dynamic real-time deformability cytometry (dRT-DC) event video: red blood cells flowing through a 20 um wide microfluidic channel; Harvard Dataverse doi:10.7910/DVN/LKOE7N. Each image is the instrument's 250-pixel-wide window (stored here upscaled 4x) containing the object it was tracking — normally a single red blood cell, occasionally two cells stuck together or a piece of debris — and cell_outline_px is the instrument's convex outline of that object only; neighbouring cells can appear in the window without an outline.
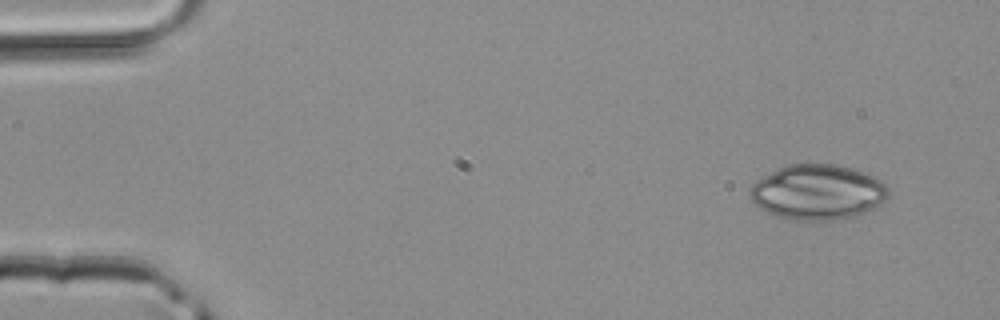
{"species": "common noctule bat (a hibernating species)", "species_latin": "Nyctalus noctula", "temperature_condition": "room temperature", "stored_images_in_passage": 20, "camera_frame_rate_fps": 3000, "um_per_image_px": 0.085, "animal": {"sex": "male", "body_mass_g": 20.4}, "frame": {"image": 1, "passage_image": 1, "time_ms": 0.0, "image_size_px": [1000, 320], "cell_outline_px": [[888, 196], [876, 208], [848, 216], [832, 220], [796, 220], [776, 216], [760, 208], [748, 196], [748, 188], [756, 180], [776, 168], [788, 164], [836, 164], [852, 168], [872, 176], [880, 180], [888, 188]], "centroid_in_image_um": [69.44, 16.31], "position_along_channel_um": 15.6, "area_um2": 44.33}}
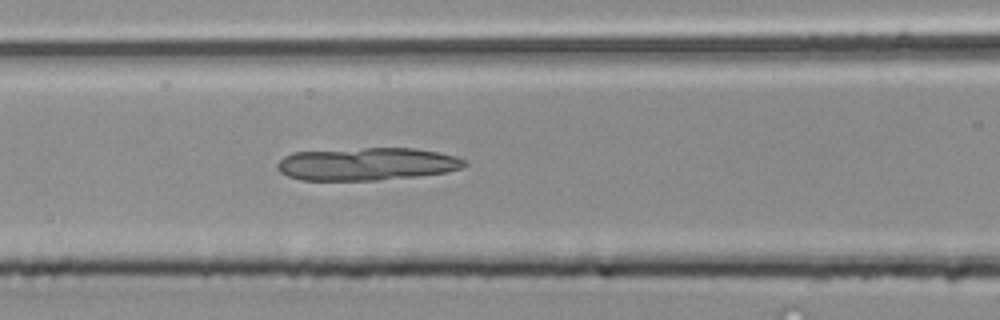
{"frame": {"image": 2, "passage_image": 17, "time_ms": 5.333, "image_size_px": [1000, 320], "cell_outline_px": [[468, 164], [460, 168], [448, 172], [416, 176], [376, 180], [300, 180], [288, 176], [280, 172], [276, 164], [284, 156], [292, 152], [364, 148], [412, 148], [436, 152], [456, 156], [464, 160]], "centroid_in_image_um": [31.16, 13.94], "position_along_channel_um": 135.4, "area_um2": 35.6}}
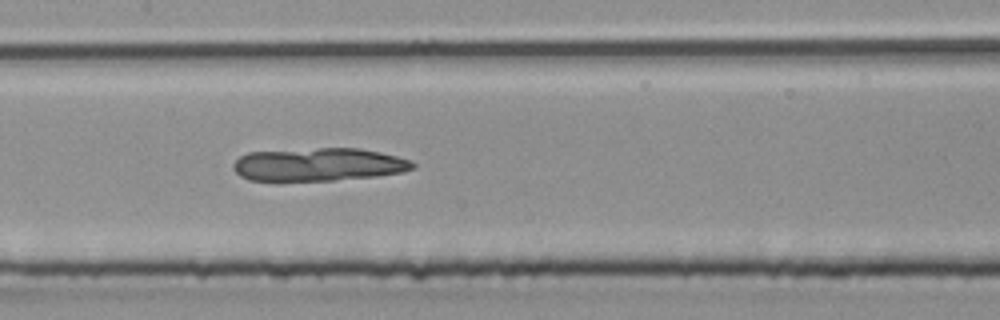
{"frame": {"image": 3, "passage_image": 20, "time_ms": 6.333, "image_size_px": [1000, 320], "cell_outline_px": [[416, 168], [404, 172], [376, 176], [332, 180], [248, 180], [240, 176], [232, 168], [232, 164], [240, 156], [248, 152], [320, 148], [360, 148], [380, 152], [412, 160], [416, 164]], "centroid_in_image_um": [27.11, 13.98], "position_along_channel_um": 180.3, "area_um2": 34.62}}